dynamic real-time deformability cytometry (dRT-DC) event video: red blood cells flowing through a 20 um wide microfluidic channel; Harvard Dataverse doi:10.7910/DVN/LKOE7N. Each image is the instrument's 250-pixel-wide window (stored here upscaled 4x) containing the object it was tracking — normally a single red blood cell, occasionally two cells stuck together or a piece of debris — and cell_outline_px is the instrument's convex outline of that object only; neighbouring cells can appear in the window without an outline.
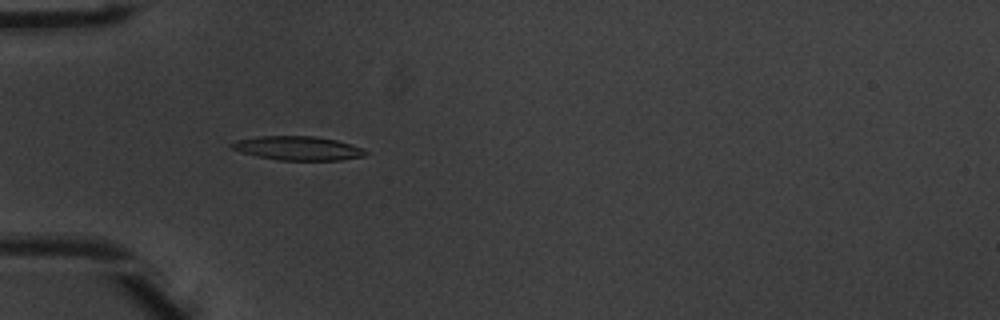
{"species": "common noctule bat (a hibernating species)", "species_latin": "Nyctalus noctula", "temperature_condition": "warm", "stored_images_in_passage": 52, "camera_frame_rate_fps": 3000, "um_per_image_px": 0.085, "animal": {"sex": "male", "body_mass_g": 20.1, "forearm_length_mm": 53.5}, "frame": {"image": 1, "passage_image": 17, "time_ms": 5.333, "image_size_px": [1000, 320], "cell_outline_px": [[368, 152], [364, 156], [340, 160], [280, 160], [256, 156], [240, 152], [232, 148], [228, 144], [236, 140], [256, 136], [316, 136], [336, 140], [352, 144], [364, 148]], "centroid_in_image_um": [25.31, 12.59], "position_along_channel_um": 59.7, "area_um2": 18.84}}
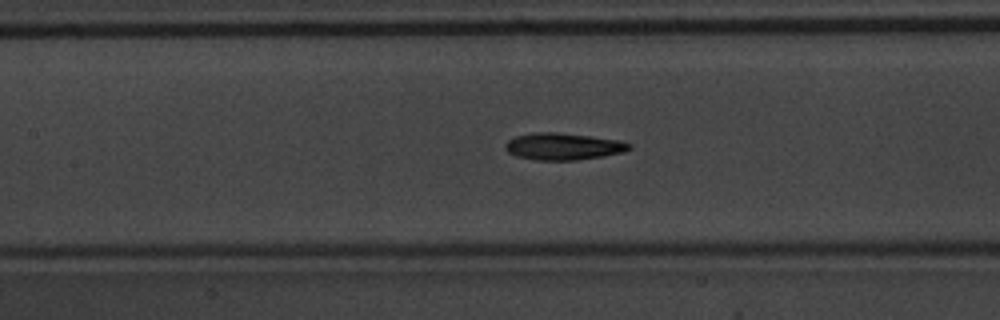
{"frame": {"image": 2, "passage_image": 25, "time_ms": 8.0, "image_size_px": [1000, 320], "cell_outline_px": [[632, 148], [624, 152], [604, 156], [576, 160], [536, 160], [516, 156], [508, 152], [504, 148], [504, 144], [508, 140], [516, 136], [536, 132], [556, 132], [592, 136], [620, 140], [632, 144]], "centroid_in_image_um": [47.89, 12.44], "position_along_channel_um": 159.5, "area_um2": 19.59}}
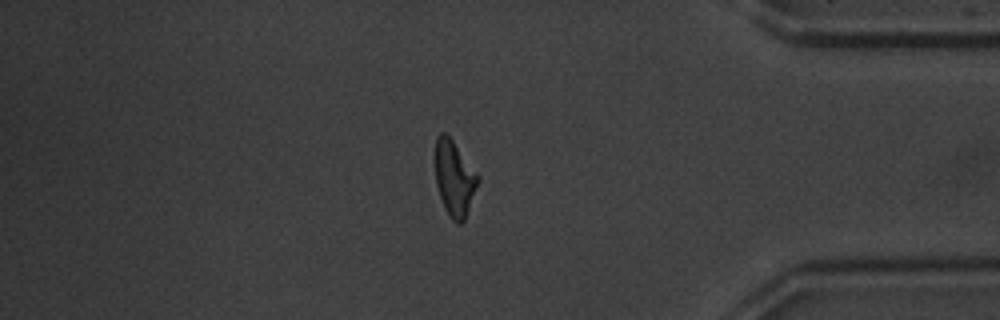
{"frame": {"image": 3, "passage_image": 45, "time_ms": 14.667, "image_size_px": [1000, 320], "cell_outline_px": [[480, 180], [464, 220], [460, 224], [456, 224], [448, 216], [444, 208], [436, 184], [432, 156], [436, 136], [440, 132], [444, 132], [452, 140], [480, 176]], "centroid_in_image_um": [38.57, 15.12], "position_along_channel_um": 396.6, "area_um2": 19.36}, "authors_computed_cell_mechanics": {"area_um2": 18.4093, "velocity_mm_per_s": 3.9249, "shape_relaxation_time_tau1_ms": 2.8836, "shape_relaxation_time_tau2_ms": 3.8892, "deformation_change_tau1": 0.1922, "deformation_change_tau2": 0.1437}}